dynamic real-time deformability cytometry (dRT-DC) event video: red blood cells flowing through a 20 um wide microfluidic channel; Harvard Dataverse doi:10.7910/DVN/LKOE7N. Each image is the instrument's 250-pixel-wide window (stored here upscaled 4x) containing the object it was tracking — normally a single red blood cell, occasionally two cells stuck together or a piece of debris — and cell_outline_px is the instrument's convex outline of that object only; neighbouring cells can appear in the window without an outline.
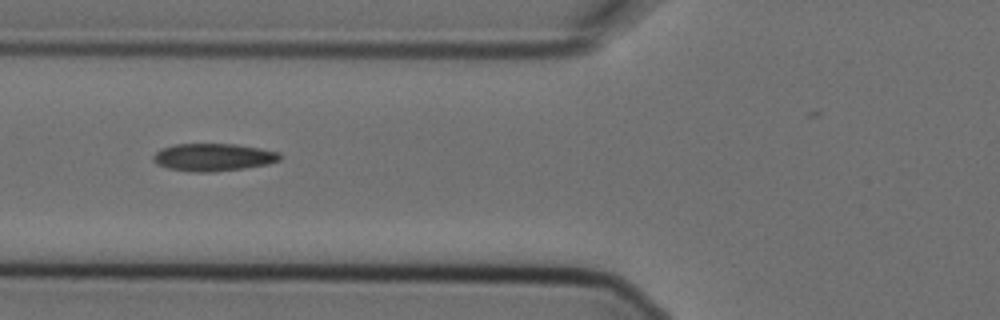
{"species": "Egyptian fruit bat (a non-hibernating species)", "species_latin": "Rousettus aegyptiacus", "temperature_condition": "cold", "stored_images_in_passage": 7, "camera_frame_rate_fps": 3000, "um_per_image_px": 0.085, "animal": {"sex": "female"}, "frame": {"image": 1, "passage_image": 6, "time_ms": 1.667, "image_size_px": [1000, 320], "cell_outline_px": [[280, 160], [268, 164], [244, 168], [216, 172], [192, 172], [168, 168], [156, 164], [152, 160], [152, 156], [156, 152], [164, 148], [176, 144], [236, 144], [260, 148], [280, 152]], "centroid_in_image_um": [18.13, 13.37], "position_along_channel_um": 107.7, "area_um2": 20.4}}
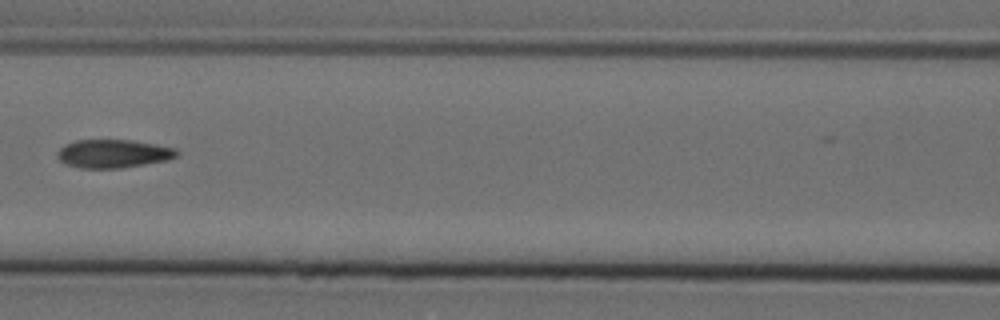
{"frame": {"image": 2, "passage_image": 7, "time_ms": 2.0, "image_size_px": [1000, 320], "cell_outline_px": [[180, 152], [176, 156], [168, 160], [120, 168], [80, 168], [64, 164], [56, 156], [56, 152], [64, 144], [76, 140], [132, 140], [176, 148]], "centroid_in_image_um": [9.6, 13.06], "position_along_channel_um": 157.0, "area_um2": 19.83}}